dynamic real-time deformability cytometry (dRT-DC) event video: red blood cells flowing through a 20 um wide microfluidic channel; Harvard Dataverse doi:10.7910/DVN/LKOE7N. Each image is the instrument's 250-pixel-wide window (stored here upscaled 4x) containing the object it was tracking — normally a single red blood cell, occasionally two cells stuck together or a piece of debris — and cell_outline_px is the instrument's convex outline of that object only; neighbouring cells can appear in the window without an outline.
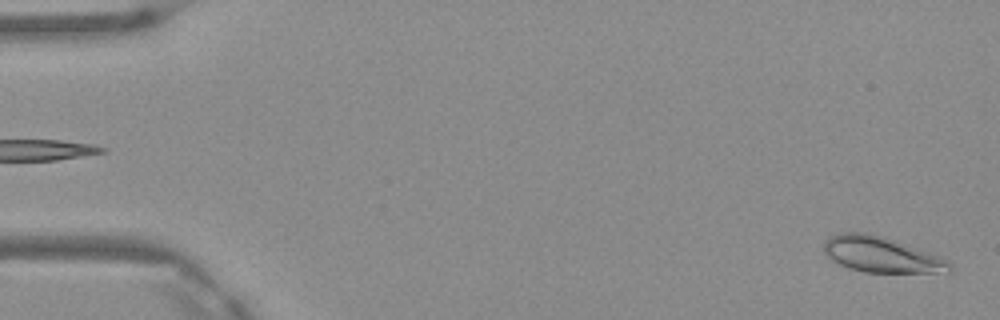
{"species": "Egyptian fruit bat (a non-hibernating species)", "species_latin": "Rousettus aegyptiacus", "temperature_condition": "warm", "stored_images_in_passage": 5, "segment_of_instrument_passage": [2, 2], "camera_frame_rate_fps": 3000, "um_per_image_px": 0.085, "frame": {"image": 1, "passage_image": 5, "time_ms": 1.333, "image_size_px": [1000, 320], "cell_outline_px": [[952, 272], [864, 272], [848, 268], [832, 260], [824, 252], [824, 240], [828, 236], [840, 232], [864, 232], [896, 240], [940, 256], [948, 260], [952, 264]], "centroid_in_image_um": [74.91, 21.63], "position_along_channel_um": 10.1, "area_um2": 26.18}}